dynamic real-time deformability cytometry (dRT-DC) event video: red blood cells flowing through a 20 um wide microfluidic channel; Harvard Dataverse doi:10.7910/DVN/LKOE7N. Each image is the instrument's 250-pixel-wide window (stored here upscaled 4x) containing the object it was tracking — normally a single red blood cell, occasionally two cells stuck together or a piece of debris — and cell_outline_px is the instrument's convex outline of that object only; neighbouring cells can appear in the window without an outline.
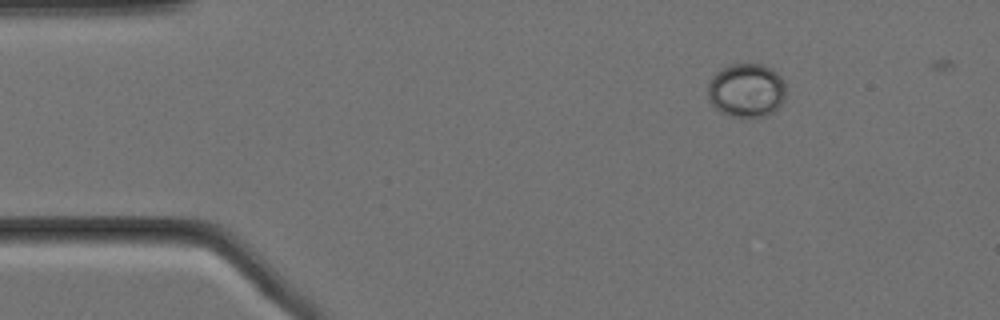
{"species": "Egyptian fruit bat (a non-hibernating species)", "species_latin": "Rousettus aegyptiacus", "temperature_condition": "cold", "stored_images_in_passage": 53, "camera_frame_rate_fps": 3000, "um_per_image_px": 0.085, "animal": {"sex": "female"}, "frame": {"image": 1, "passage_image": 3, "time_ms": 0.667, "image_size_px": [1000, 320], "cell_outline_px": [[784, 100], [772, 112], [764, 116], [728, 116], [720, 112], [708, 100], [708, 84], [712, 76], [720, 68], [728, 64], [760, 64], [772, 68], [780, 76], [784, 84]], "centroid_in_image_um": [63.41, 7.66], "position_along_channel_um": 21.6, "area_um2": 24.45}}
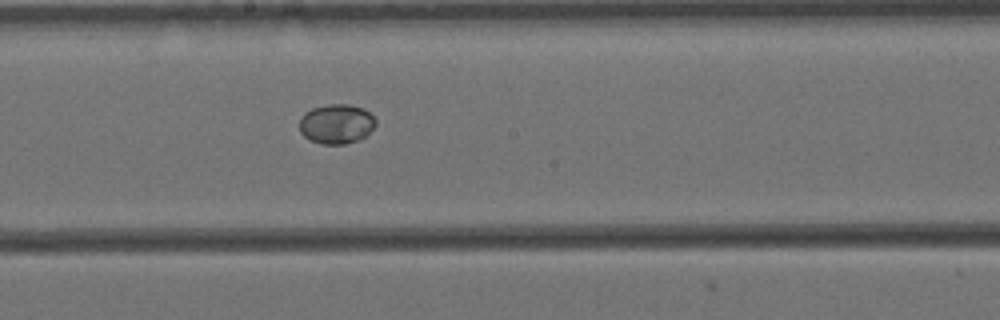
{"frame": {"image": 2, "passage_image": 26, "time_ms": 8.333, "image_size_px": [1000, 320], "cell_outline_px": [[376, 124], [360, 140], [344, 144], [320, 144], [308, 140], [300, 132], [300, 120], [304, 112], [312, 108], [328, 104], [348, 104], [364, 108], [376, 120]], "centroid_in_image_um": [28.57, 10.53], "position_along_channel_um": 219.6, "area_um2": 17.69}}
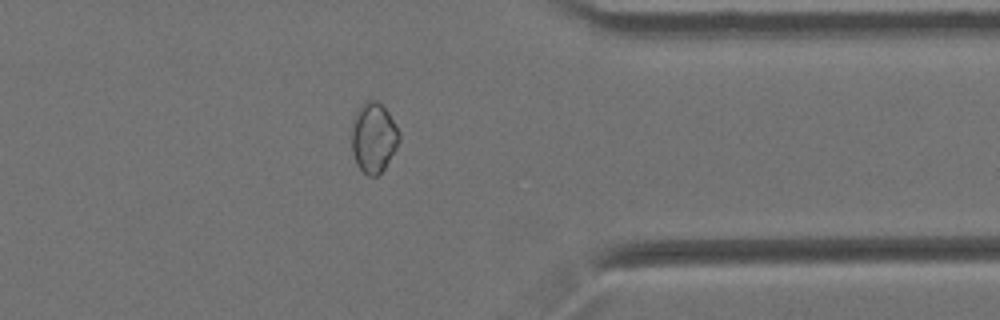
{"frame": {"image": 3, "passage_image": 41, "time_ms": 13.333, "image_size_px": [1000, 320], "cell_outline_px": [[400, 140], [396, 148], [384, 168], [376, 176], [368, 176], [356, 164], [352, 152], [352, 128], [356, 112], [360, 104], [368, 100], [376, 100], [388, 112], [400, 132]], "centroid_in_image_um": [31.75, 11.69], "position_along_channel_um": 379.6, "area_um2": 19.25}}